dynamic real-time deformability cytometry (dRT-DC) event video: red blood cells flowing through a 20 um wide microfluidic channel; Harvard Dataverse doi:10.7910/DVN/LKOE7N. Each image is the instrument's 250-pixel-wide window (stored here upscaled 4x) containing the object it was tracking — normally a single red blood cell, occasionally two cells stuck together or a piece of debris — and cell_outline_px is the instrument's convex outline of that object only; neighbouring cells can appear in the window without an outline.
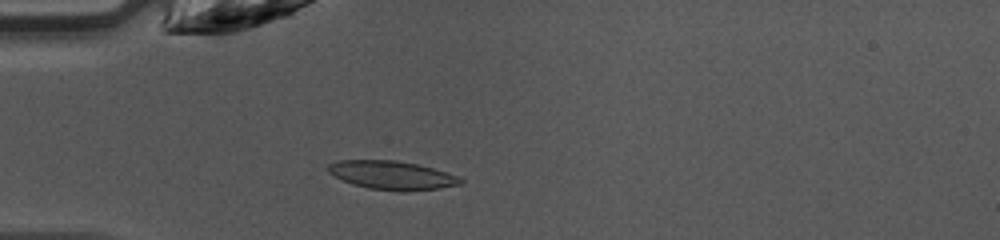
{"species": "common noctule bat (a hibernating species)", "species_latin": "Nyctalus noctula", "temperature_condition": "warm", "stored_images_in_passage": 44, "camera_frame_rate_fps": 3000, "um_per_image_px": 0.085, "animal": {"sex": "female", "body_mass_g": 10.0, "forearm_length_mm": 53.1}, "frame": {"image": 1, "passage_image": 11, "time_ms": 3.333, "image_size_px": [1000, 240], "cell_outline_px": [[464, 180], [460, 184], [440, 188], [368, 188], [352, 184], [328, 172], [328, 164], [336, 160], [396, 160], [416, 164], [432, 168], [456, 176]], "centroid_in_image_um": [33.24, 14.83], "position_along_channel_um": 51.8, "area_um2": 20.87}}
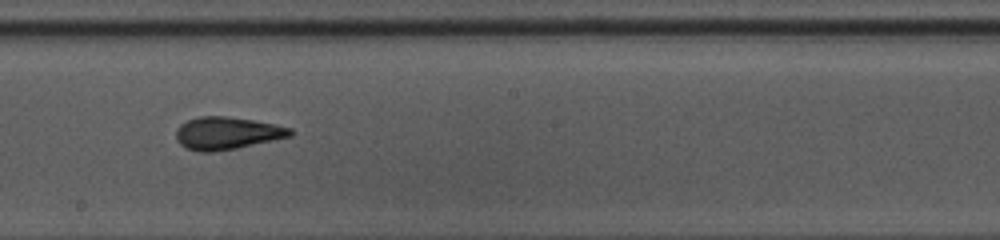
{"frame": {"image": 2, "passage_image": 24, "time_ms": 7.667, "image_size_px": [1000, 240], "cell_outline_px": [[296, 132], [292, 136], [236, 148], [212, 152], [200, 152], [188, 148], [180, 144], [176, 140], [176, 128], [180, 124], [188, 120], [200, 116], [228, 116], [276, 124], [292, 128]], "centroid_in_image_um": [19.31, 11.31], "position_along_channel_um": 228.9, "area_um2": 21.73}}
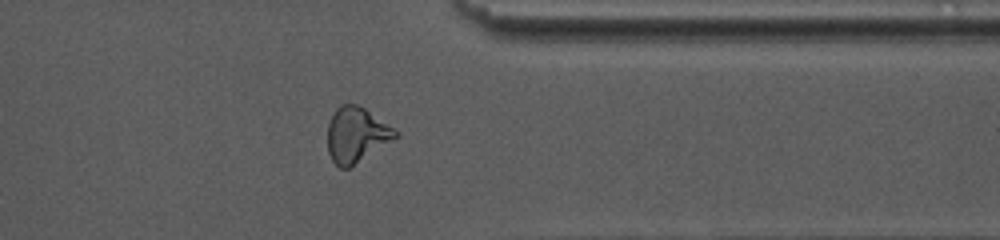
{"frame": {"image": 3, "passage_image": 35, "time_ms": 11.333, "image_size_px": [1000, 240], "cell_outline_px": [[400, 136], [348, 168], [340, 168], [332, 160], [328, 152], [328, 124], [336, 108], [340, 104], [356, 104], [364, 108], [400, 132]], "centroid_in_image_um": [30.3, 11.45], "position_along_channel_um": 381.1, "area_um2": 21.68}, "authors_computed_cell_mechanics": {"area_um2": 21.2415, "velocity_mm_per_s": 4.2803, "shape_relaxation_time_tau1_ms": 4.4421, "shape_relaxation_time_tau2_ms": 1.4322, "deformation_change_tau1": 0.1678, "deformation_change_tau2": 0.0883}}